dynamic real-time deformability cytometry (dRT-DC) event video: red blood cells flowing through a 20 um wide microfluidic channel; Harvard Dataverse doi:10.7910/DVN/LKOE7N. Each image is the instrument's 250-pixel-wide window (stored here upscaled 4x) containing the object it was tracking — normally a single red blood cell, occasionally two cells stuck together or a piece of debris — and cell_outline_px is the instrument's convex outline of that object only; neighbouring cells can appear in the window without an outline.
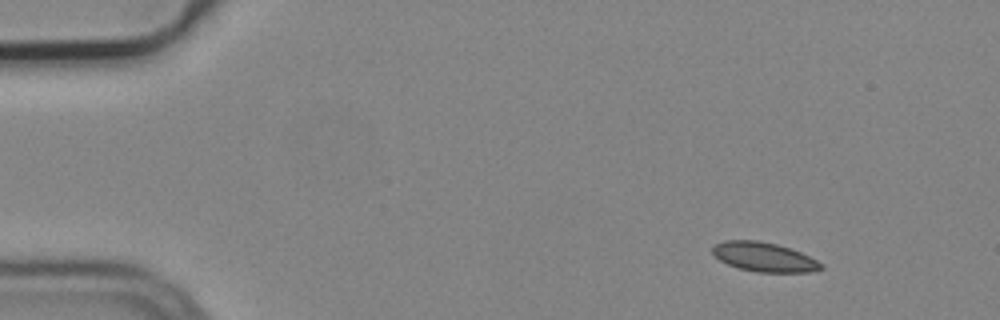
{"species": "common noctule bat (a hibernating species)", "species_latin": "Nyctalus noctula", "temperature_condition": "cold", "stored_images_in_passage": 5, "camera_frame_rate_fps": 3000, "um_per_image_px": 0.085, "animal": {"sex": "male", "body_mass_g": 19.2, "forearm_length_mm": 51.8}, "frame": {"image": 1, "passage_image": 1, "time_ms": 0.0, "image_size_px": [1000, 320], "cell_outline_px": [[824, 268], [808, 272], [756, 272], [740, 268], [728, 264], [720, 260], [712, 252], [712, 248], [716, 244], [724, 240], [756, 240], [776, 244], [800, 252], [824, 264]], "centroid_in_image_um": [64.95, 21.84], "position_along_channel_um": 20.1, "area_um2": 18.32}}
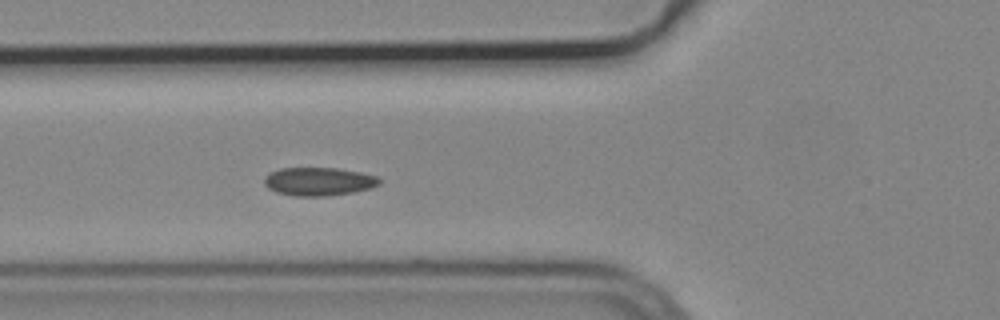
{"frame": {"image": 2, "passage_image": 5, "time_ms": 1.333, "image_size_px": [1000, 320], "cell_outline_px": [[380, 184], [372, 188], [352, 192], [328, 196], [292, 196], [276, 192], [268, 188], [264, 184], [264, 176], [268, 172], [280, 168], [336, 168], [360, 172], [376, 176], [380, 180]], "centroid_in_image_um": [27.05, 15.43], "position_along_channel_um": 98.8, "area_um2": 19.13}}